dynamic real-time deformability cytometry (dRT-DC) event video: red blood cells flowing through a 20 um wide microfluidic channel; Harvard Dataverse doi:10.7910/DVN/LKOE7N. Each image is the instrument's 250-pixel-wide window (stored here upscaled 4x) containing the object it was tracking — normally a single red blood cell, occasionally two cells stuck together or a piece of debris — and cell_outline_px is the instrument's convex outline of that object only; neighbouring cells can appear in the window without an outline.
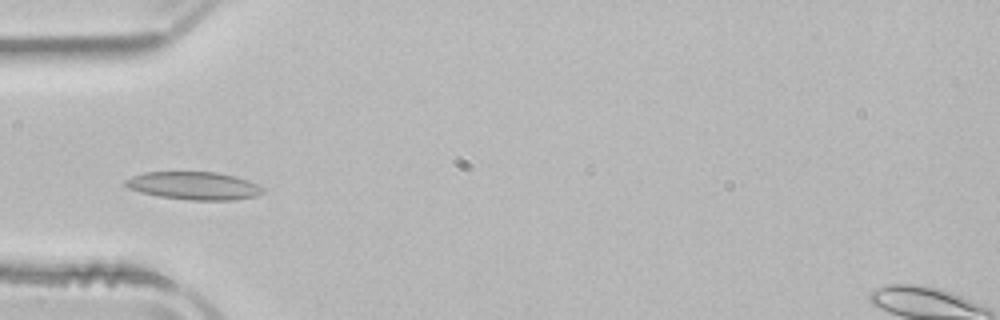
{"species": "common noctule bat (a hibernating species)", "species_latin": "Nyctalus noctula", "temperature_condition": "room temperature", "stored_images_in_passage": 50, "camera_frame_rate_fps": 3000, "um_per_image_px": 0.085, "animal": {"sex": "male", "body_mass_g": 21.5, "forearm_length_mm": 52.0}, "frame": {"image": 1, "passage_image": 15, "time_ms": 4.667, "image_size_px": [1000, 320], "cell_outline_px": [[264, 192], [256, 196], [232, 200], [192, 200], [160, 196], [140, 192], [128, 188], [124, 184], [124, 180], [132, 176], [144, 172], [216, 172], [248, 180], [264, 188]], "centroid_in_image_um": [16.47, 15.78], "position_along_channel_um": 68.5, "area_um2": 22.2}}
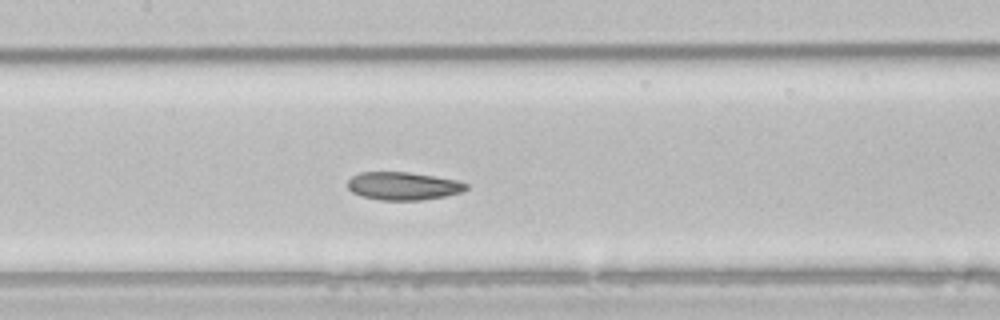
{"frame": {"image": 2, "passage_image": 23, "time_ms": 7.333, "image_size_px": [1000, 320], "cell_outline_px": [[468, 188], [460, 192], [444, 196], [420, 200], [380, 200], [360, 196], [352, 192], [348, 188], [348, 180], [352, 176], [360, 172], [408, 172], [456, 180], [468, 184]], "centroid_in_image_um": [34.23, 15.81], "position_along_channel_um": 173.2, "area_um2": 19.19}}
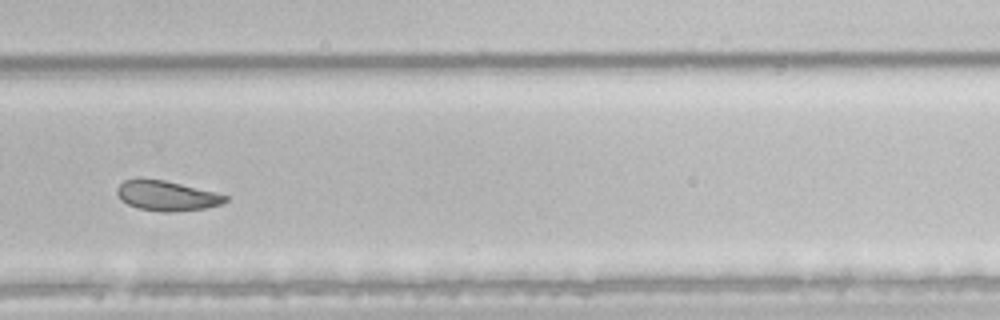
{"frame": {"image": 3, "passage_image": 34, "time_ms": 11.0, "image_size_px": [1000, 320], "cell_outline_px": [[228, 200], [220, 204], [204, 208], [172, 212], [160, 212], [136, 208], [120, 200], [116, 192], [116, 188], [124, 180], [136, 176], [140, 176], [164, 180], [216, 192], [228, 196]], "centroid_in_image_um": [14.09, 16.61], "position_along_channel_um": 315.7, "area_um2": 19.36}, "authors_computed_cell_mechanics": {"area_um2": 21.9929, "velocity_mm_per_s": 3.9071, "shape_relaxation_time_tau1_ms": null, "shape_relaxation_time_tau2_ms": 4.5919, "deformation_change_tau1": null, "deformation_change_tau2": 0.0981}}